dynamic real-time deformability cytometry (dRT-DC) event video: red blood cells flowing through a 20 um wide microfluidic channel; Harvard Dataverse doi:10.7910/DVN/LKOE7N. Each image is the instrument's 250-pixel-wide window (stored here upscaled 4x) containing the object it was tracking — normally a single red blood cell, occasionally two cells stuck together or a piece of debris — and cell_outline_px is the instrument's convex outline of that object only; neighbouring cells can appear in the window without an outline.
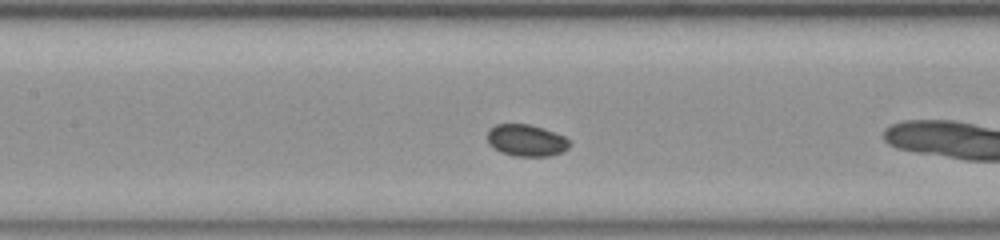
{"species": "common noctule bat (a hibernating species)", "species_latin": "Nyctalus noctula", "temperature_condition": "room temperature", "stored_images_in_passage": 36, "camera_frame_rate_fps": 3000, "um_per_image_px": 0.085, "animal": {"sex": "female", "body_mass_g": 23.0, "forearm_length_mm": 53.4}, "frame": {"image": 1, "passage_image": 7, "time_ms": 2.0, "image_size_px": [1000, 240], "cell_outline_px": [[568, 148], [564, 152], [548, 156], [512, 156], [500, 152], [492, 148], [488, 144], [488, 128], [496, 124], [528, 124], [544, 128], [564, 136], [568, 140]], "centroid_in_image_um": [44.7, 11.94], "position_along_channel_um": 162.7, "area_um2": 15.37}}
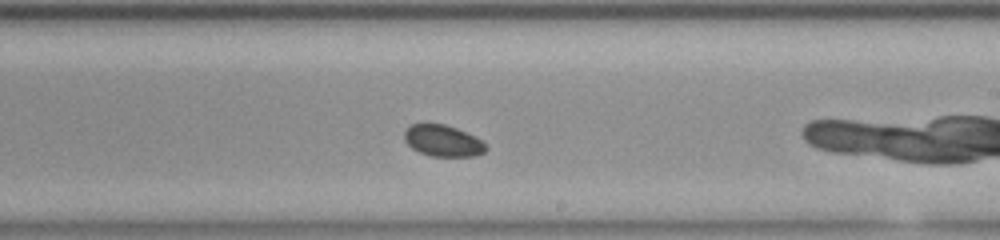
{"frame": {"image": 2, "passage_image": 14, "time_ms": 4.333, "image_size_px": [1000, 240], "cell_outline_px": [[488, 148], [484, 152], [476, 156], [432, 156], [420, 152], [412, 148], [404, 140], [404, 132], [412, 124], [444, 124], [456, 128], [480, 140]], "centroid_in_image_um": [37.63, 11.97], "position_along_channel_um": 251.4, "area_um2": 14.62}}
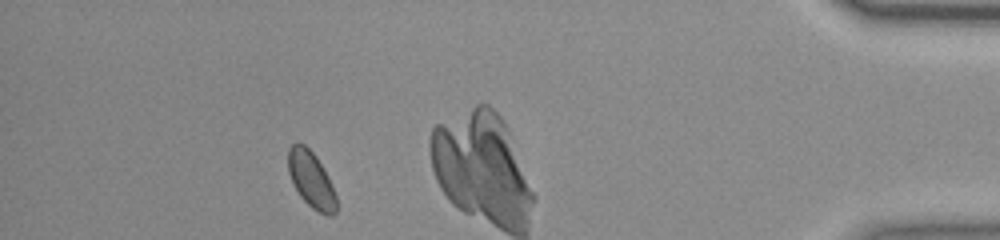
{"frame": {"image": 3, "passage_image": 31, "time_ms": 10.0, "image_size_px": [1000, 240], "cell_outline_px": [[336, 212], [332, 216], [328, 216], [312, 208], [300, 196], [288, 172], [288, 148], [296, 140], [304, 144], [316, 156], [328, 176], [336, 196]], "centroid_in_image_um": [26.44, 15.24], "position_along_channel_um": 408.8, "area_um2": 15.72}}